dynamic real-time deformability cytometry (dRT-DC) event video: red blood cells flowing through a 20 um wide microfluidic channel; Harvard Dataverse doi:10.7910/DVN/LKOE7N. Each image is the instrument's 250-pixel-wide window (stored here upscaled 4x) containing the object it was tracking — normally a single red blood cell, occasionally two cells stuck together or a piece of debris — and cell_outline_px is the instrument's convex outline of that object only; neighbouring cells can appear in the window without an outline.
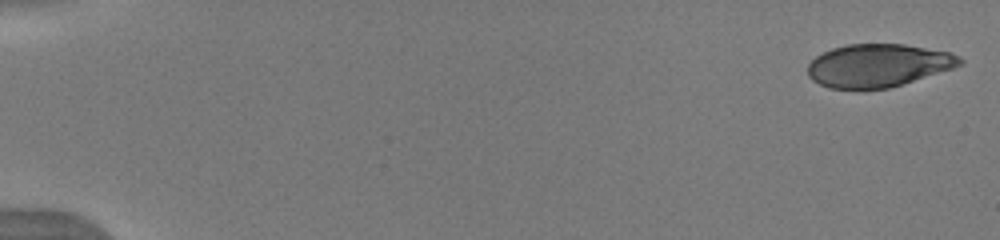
{"species": "human", "species_latin": "Homo sapiens", "temperature_condition": "warm", "stored_images_in_passage": 46, "camera_frame_rate_fps": 3000, "um_per_image_px": 0.085, "donor": {"sex": "male"}, "frame": {"image": 1, "passage_image": 1, "time_ms": 0.0, "image_size_px": [1000, 240], "cell_outline_px": [[964, 64], [952, 68], [888, 88], [828, 88], [812, 80], [808, 76], [808, 64], [816, 56], [832, 48], [848, 44], [904, 44], [952, 52], [960, 56], [964, 60]], "centroid_in_image_um": [74.65, 5.54], "position_along_channel_um": 10.3, "area_um2": 37.86}}
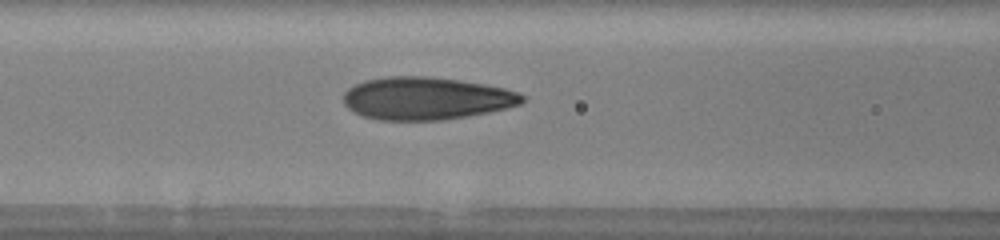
{"frame": {"image": 2, "passage_image": 23, "time_ms": 7.333, "image_size_px": [1000, 240], "cell_outline_px": [[524, 100], [520, 104], [508, 108], [468, 116], [444, 120], [380, 120], [364, 116], [352, 112], [344, 104], [344, 92], [348, 88], [364, 80], [388, 76], [428, 76], [460, 80], [484, 84], [504, 88], [520, 92], [524, 96]], "centroid_in_image_um": [36.23, 8.36], "position_along_channel_um": 130.4, "area_um2": 44.62}}
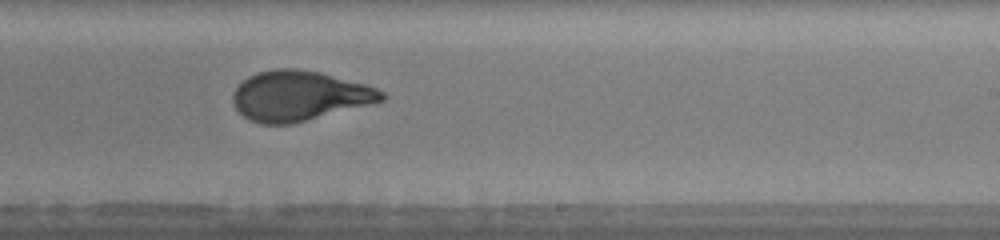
{"frame": {"image": 3, "passage_image": 33, "time_ms": 10.667, "image_size_px": [1000, 240], "cell_outline_px": [[388, 96], [384, 100], [292, 124], [260, 124], [248, 120], [236, 108], [232, 100], [232, 96], [236, 88], [248, 76], [256, 72], [276, 68], [296, 68], [320, 72], [368, 84], [384, 92]], "centroid_in_image_um": [25.44, 8.13], "position_along_channel_um": 263.6, "area_um2": 43.35}, "authors_computed_cell_mechanics": {"area_um2": 42.4252, "velocity_mm_per_s": 4.0054, "shape_relaxation_time_tau1_ms": 5.2777, "shape_relaxation_time_tau2_ms": null, "deformation_change_tau1": 0.2355, "deformation_change_tau2": null}}